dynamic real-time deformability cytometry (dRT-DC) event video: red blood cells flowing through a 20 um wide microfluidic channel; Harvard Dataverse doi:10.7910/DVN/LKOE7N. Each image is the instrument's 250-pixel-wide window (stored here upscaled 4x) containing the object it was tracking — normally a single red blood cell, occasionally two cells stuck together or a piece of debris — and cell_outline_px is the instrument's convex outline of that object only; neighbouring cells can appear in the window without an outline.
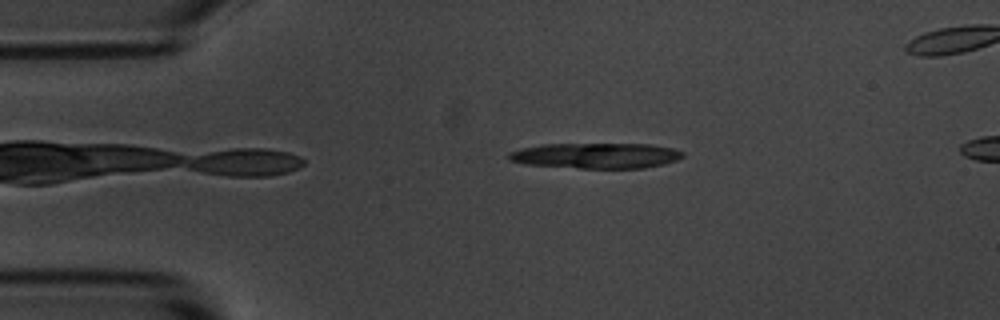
{"species": "common noctule bat (a hibernating species)", "species_latin": "Nyctalus noctula", "temperature_condition": "room temperature", "stored_images_in_passage": 3, "camera_frame_rate_fps": 3000, "um_per_image_px": 0.085, "animal": {"sex": "male", "body_mass_g": 20.1, "forearm_length_mm": 53.5}, "frame": {"image": 1, "passage_image": 1, "time_ms": 0.0, "image_size_px": [1000, 320], "cell_outline_px": [[684, 156], [676, 160], [664, 164], [644, 168], [580, 168], [524, 164], [508, 160], [508, 152], [520, 148], [540, 144], [652, 144], [672, 148], [684, 152]], "centroid_in_image_um": [50.64, 13.22], "position_along_channel_um": 34.4, "area_um2": 26.01}}